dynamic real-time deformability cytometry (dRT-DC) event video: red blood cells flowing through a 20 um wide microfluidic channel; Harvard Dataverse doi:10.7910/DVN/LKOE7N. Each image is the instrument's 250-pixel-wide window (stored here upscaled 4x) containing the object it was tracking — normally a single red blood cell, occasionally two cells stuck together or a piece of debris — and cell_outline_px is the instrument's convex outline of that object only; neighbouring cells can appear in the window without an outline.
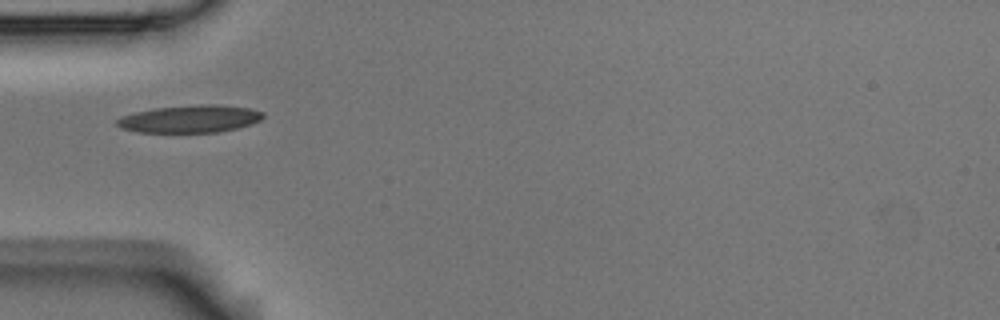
{"species": "Egyptian fruit bat (a non-hibernating species)", "species_latin": "Rousettus aegyptiacus", "temperature_condition": "room temperature", "stored_images_in_passage": 6, "camera_frame_rate_fps": 3000, "um_per_image_px": 0.085, "animal": {"sex": "male"}, "frame": {"image": 1, "passage_image": 5, "time_ms": 1.333, "image_size_px": [1000, 320], "cell_outline_px": [[264, 116], [260, 120], [252, 124], [220, 132], [136, 132], [120, 128], [116, 124], [116, 120], [120, 116], [136, 112], [156, 108], [200, 104], [216, 104], [252, 108], [264, 112]], "centroid_in_image_um": [16.16, 10.1], "position_along_channel_um": 68.8, "area_um2": 23.52}}
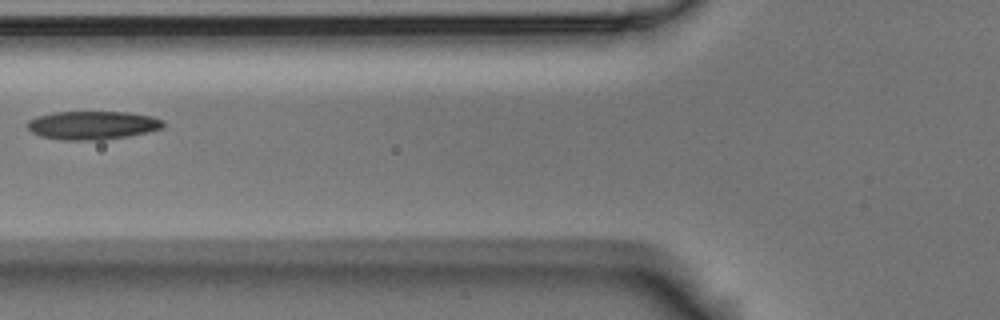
{"frame": {"image": 2, "passage_image": 6, "time_ms": 1.667, "image_size_px": [1000, 320], "cell_outline_px": [[164, 128], [148, 132], [128, 136], [104, 140], [60, 140], [40, 136], [32, 132], [28, 128], [28, 120], [36, 116], [52, 112], [128, 112], [152, 116], [164, 120]], "centroid_in_image_um": [7.88, 10.64], "position_along_channel_um": 117.9, "area_um2": 22.77}}